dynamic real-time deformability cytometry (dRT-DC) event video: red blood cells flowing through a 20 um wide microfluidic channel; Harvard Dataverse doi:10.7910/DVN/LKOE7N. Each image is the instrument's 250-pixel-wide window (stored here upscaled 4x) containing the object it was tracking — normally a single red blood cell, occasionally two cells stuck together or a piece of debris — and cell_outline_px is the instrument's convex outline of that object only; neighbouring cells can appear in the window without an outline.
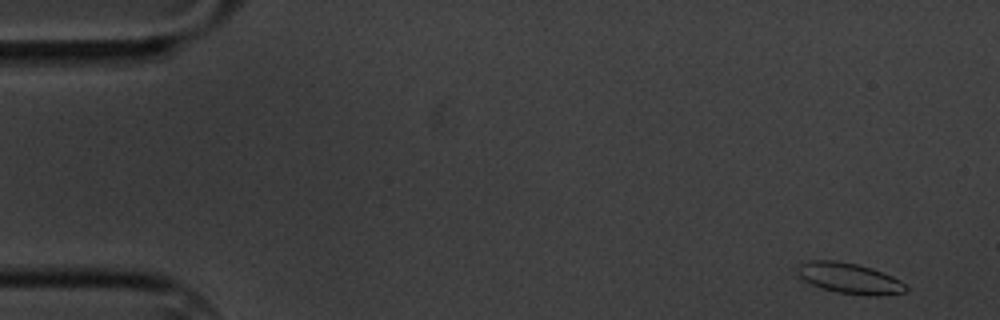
{"species": "common noctule bat (a hibernating species)", "species_latin": "Nyctalus noctula", "temperature_condition": "cold", "stored_images_in_passage": 4, "camera_frame_rate_fps": 3000, "um_per_image_px": 0.085, "animal": {"sex": "male", "body_mass_g": 20.1, "forearm_length_mm": 53.5}, "frame": {"image": 1, "passage_image": 1, "time_ms": 0.0, "image_size_px": [1000, 320], "cell_outline_px": [[908, 292], [876, 296], [868, 296], [836, 292], [820, 288], [804, 280], [796, 272], [796, 268], [800, 264], [808, 260], [836, 260], [856, 264], [872, 268], [892, 276], [900, 280], [908, 288]], "centroid_in_image_um": [72.2, 23.66], "position_along_channel_um": 12.8, "area_um2": 19.54}}